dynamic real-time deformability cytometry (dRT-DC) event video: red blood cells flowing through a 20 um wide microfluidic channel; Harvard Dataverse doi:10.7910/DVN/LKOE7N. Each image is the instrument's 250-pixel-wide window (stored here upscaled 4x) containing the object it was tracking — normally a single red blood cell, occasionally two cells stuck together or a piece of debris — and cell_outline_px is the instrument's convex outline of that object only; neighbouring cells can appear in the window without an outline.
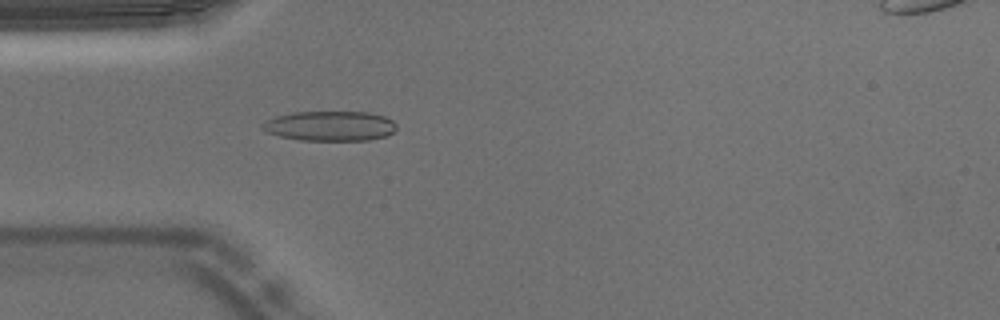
{"species": "Egyptian fruit bat (a non-hibernating species)", "species_latin": "Rousettus aegyptiacus", "temperature_condition": "warm", "stored_images_in_passage": 53, "camera_frame_rate_fps": 3000, "um_per_image_px": 0.085, "animal": {"sex": "male"}, "frame": {"image": 1, "passage_image": 15, "time_ms": 4.667, "image_size_px": [1000, 320], "cell_outline_px": [[396, 128], [388, 136], [368, 140], [300, 140], [280, 136], [268, 132], [260, 128], [260, 124], [264, 120], [276, 116], [292, 112], [368, 112], [384, 116], [392, 120], [396, 124]], "centroid_in_image_um": [28.03, 10.7], "position_along_channel_um": 57.0, "area_um2": 23.47}}
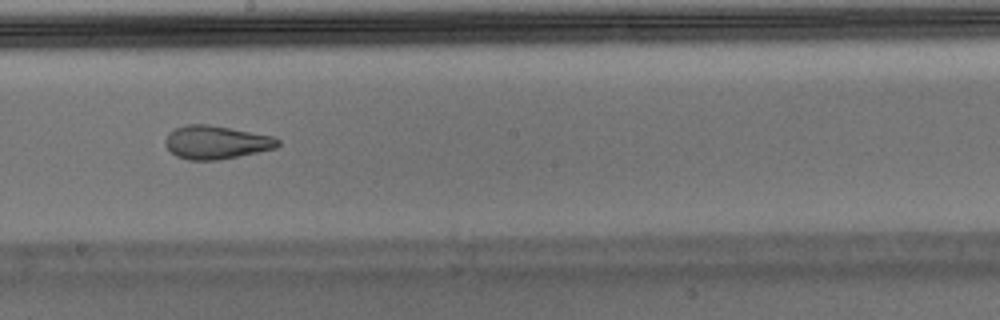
{"frame": {"image": 2, "passage_image": 29, "time_ms": 9.333, "image_size_px": [1000, 320], "cell_outline_px": [[280, 144], [276, 148], [216, 160], [188, 160], [176, 156], [164, 144], [164, 140], [168, 132], [184, 124], [208, 124], [276, 136], [280, 140]], "centroid_in_image_um": [18.36, 12.08], "position_along_channel_um": 229.8, "area_um2": 21.96}}
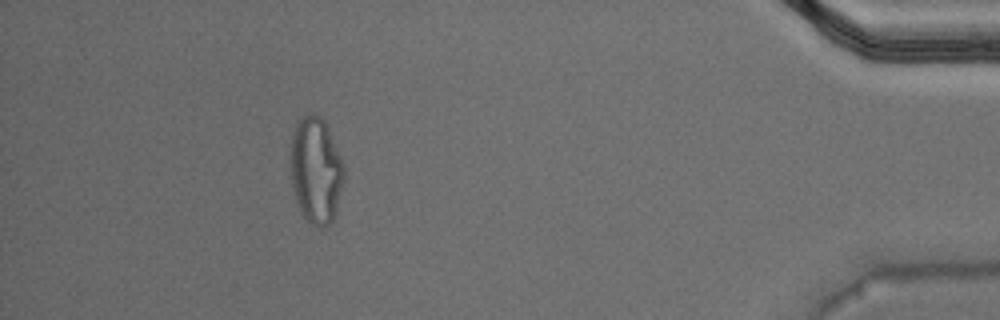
{"frame": {"image": 3, "passage_image": 48, "time_ms": 15.667, "image_size_px": [1000, 320], "cell_outline_px": [[344, 176], [336, 208], [332, 220], [324, 228], [320, 228], [312, 224], [304, 216], [296, 200], [288, 176], [288, 156], [292, 136], [300, 120], [308, 112], [312, 112], [320, 116], [324, 120], [344, 164]], "centroid_in_image_um": [26.8, 14.46], "position_along_channel_um": 408.4, "area_um2": 33.41}, "authors_computed_cell_mechanics": {"area_um2": 22.7154, "velocity_mm_per_s": 3.7402, "shape_relaxation_time_tau1_ms": null, "shape_relaxation_time_tau2_ms": 1.7904, "deformation_change_tau1": null, "deformation_change_tau2": 0.0882}}